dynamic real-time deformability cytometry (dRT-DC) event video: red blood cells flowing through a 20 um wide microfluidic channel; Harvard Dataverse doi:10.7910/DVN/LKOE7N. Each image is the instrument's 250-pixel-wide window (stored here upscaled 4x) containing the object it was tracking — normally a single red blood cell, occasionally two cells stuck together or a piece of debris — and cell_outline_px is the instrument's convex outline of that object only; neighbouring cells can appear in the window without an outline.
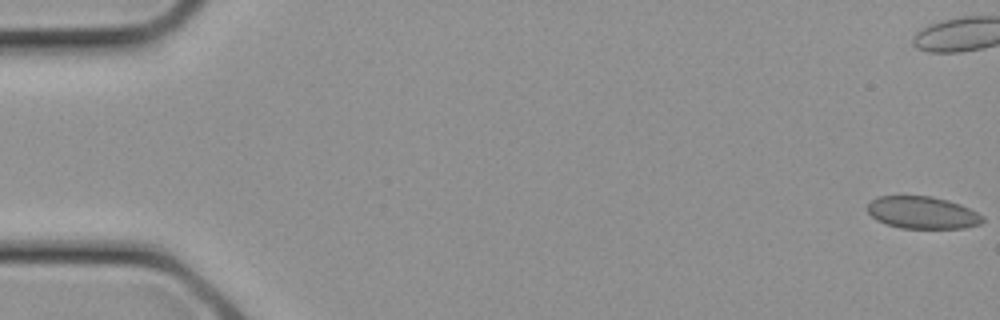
{"species": "common noctule bat (a hibernating species)", "species_latin": "Nyctalus noctula", "temperature_condition": "cold", "stored_images_in_passage": 15, "camera_frame_rate_fps": 3000, "um_per_image_px": 0.085, "animal": {"sex": "female", "body_mass_g": 21.9}, "frame": {"image": 1, "passage_image": 1, "time_ms": 0.0, "image_size_px": [1000, 320], "cell_outline_px": [[984, 220], [980, 224], [964, 228], [900, 228], [876, 220], [868, 212], [868, 204], [872, 200], [880, 196], [932, 196], [948, 200], [960, 204], [984, 216]], "centroid_in_image_um": [78.42, 18.07], "position_along_channel_um": 6.6, "area_um2": 21.56}}
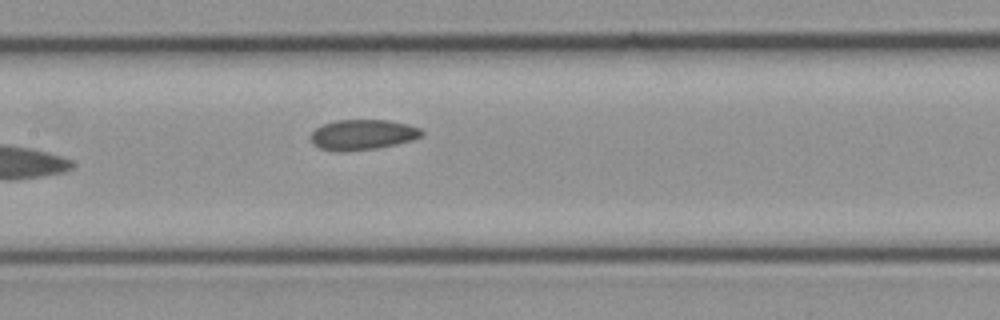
{"frame": {"image": 2, "passage_image": 15, "time_ms": 4.667, "image_size_px": [1000, 320], "cell_outline_px": [[424, 136], [412, 140], [396, 144], [376, 148], [344, 152], [336, 152], [320, 148], [312, 144], [312, 132], [316, 128], [324, 124], [336, 120], [388, 120], [408, 124], [420, 128], [424, 132]], "centroid_in_image_um": [30.85, 11.45], "position_along_channel_um": 176.6, "area_um2": 19.71}}